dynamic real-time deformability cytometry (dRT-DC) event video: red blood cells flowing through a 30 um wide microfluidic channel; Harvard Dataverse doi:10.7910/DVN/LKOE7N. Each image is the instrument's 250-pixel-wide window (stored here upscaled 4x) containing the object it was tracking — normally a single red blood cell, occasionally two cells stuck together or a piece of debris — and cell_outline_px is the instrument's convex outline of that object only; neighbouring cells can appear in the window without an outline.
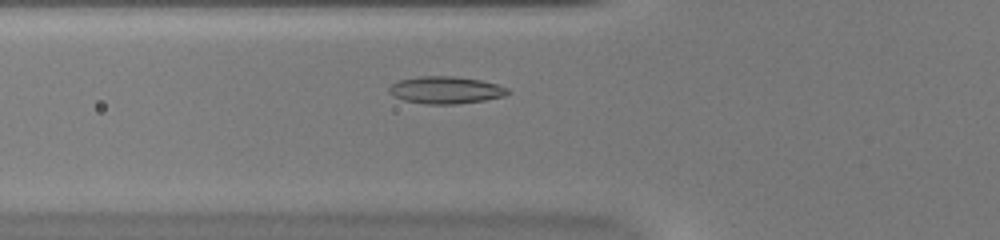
{"species": "common noctule bat (a hibernating species)", "species_latin": "Nyctalus noctula", "temperature_condition": "warm", "stored_images_in_passage": 41, "camera_frame_rate_fps": 3000, "um_per_image_px": 0.085, "animal": {"sex": "female", "body_mass_g": 20.0, "forearm_length_mm": 54.0}, "frame": {"image": 1, "passage_image": 9, "time_ms": 2.667, "image_size_px": [1000, 240], "cell_outline_px": [[512, 92], [504, 96], [484, 100], [456, 104], [424, 104], [404, 100], [388, 92], [388, 88], [392, 84], [400, 80], [420, 76], [452, 76], [480, 80], [496, 84], [508, 88]], "centroid_in_image_um": [37.9, 7.65], "position_along_channel_um": 87.9, "area_um2": 18.73}}
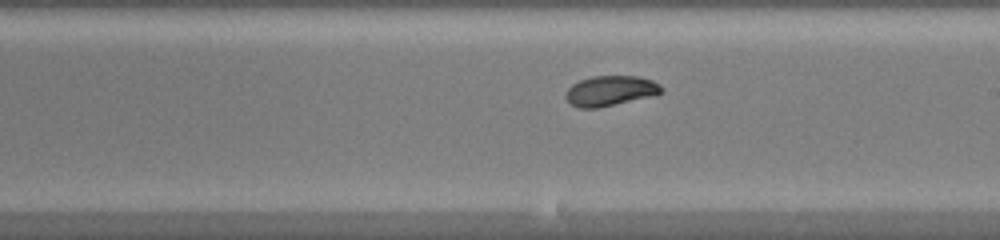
{"frame": {"image": 2, "passage_image": 20, "time_ms": 6.333, "image_size_px": [1000, 240], "cell_outline_px": [[664, 92], [656, 96], [596, 108], [580, 108], [572, 104], [564, 96], [568, 88], [572, 84], [580, 80], [592, 76], [636, 76], [652, 80], [660, 84], [664, 88]], "centroid_in_image_um": [51.93, 7.72], "position_along_channel_um": 237.1, "area_um2": 16.99}}
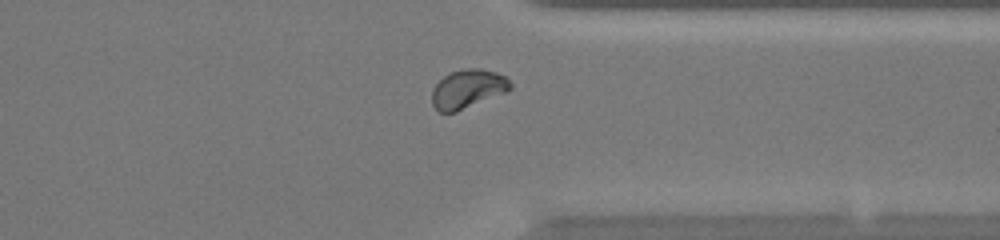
{"frame": {"image": 3, "passage_image": 30, "time_ms": 9.667, "image_size_px": [1000, 240], "cell_outline_px": [[512, 88], [508, 92], [456, 112], [440, 112], [432, 104], [432, 88], [444, 76], [452, 72], [464, 68], [480, 68], [496, 72], [504, 76], [512, 84]], "centroid_in_image_um": [39.78, 7.56], "position_along_channel_um": 371.6, "area_um2": 17.8}, "authors_computed_cell_mechanics": {"area_um2": 17.3978, "velocity_mm_per_s": 4.0736, "shape_relaxation_time_tau1_ms": 6.2729, "shape_relaxation_time_tau2_ms": 1.7002, "deformation_change_tau1": 0.1608, "deformation_change_tau2": 0.0338}}